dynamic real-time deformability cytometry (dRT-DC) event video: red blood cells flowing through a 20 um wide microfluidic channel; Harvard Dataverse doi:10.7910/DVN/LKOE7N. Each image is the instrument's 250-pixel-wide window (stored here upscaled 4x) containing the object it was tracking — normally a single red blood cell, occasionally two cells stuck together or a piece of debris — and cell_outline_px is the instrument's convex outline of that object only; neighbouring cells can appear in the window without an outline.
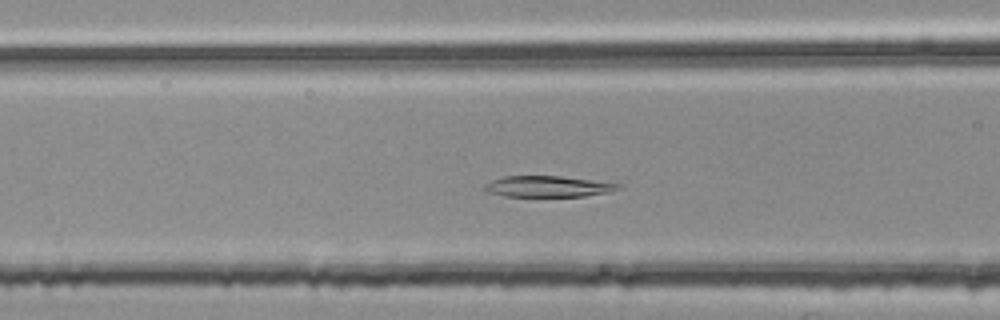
{"species": "common noctule bat (a hibernating species)", "species_latin": "Nyctalus noctula", "temperature_condition": "room temperature", "stored_images_in_passage": 41, "camera_frame_rate_fps": 3000, "um_per_image_px": 0.085, "animal": {"sex": "female", "body_mass_g": 25.1}, "frame": {"image": 1, "passage_image": 17, "time_ms": 5.333, "image_size_px": [1000, 320], "cell_outline_px": [[620, 188], [608, 192], [584, 196], [504, 196], [488, 192], [484, 188], [484, 184], [492, 180], [504, 176], [560, 176], [620, 184]], "centroid_in_image_um": [46.52, 15.85], "position_along_channel_um": 120.1, "area_um2": 16.13}}
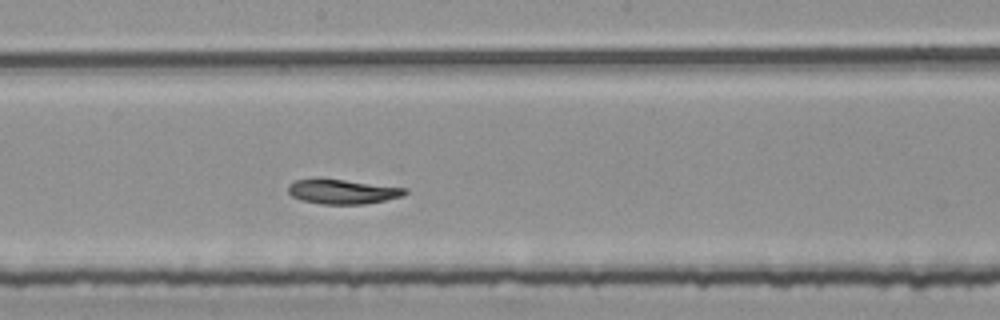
{"frame": {"image": 2, "passage_image": 25, "time_ms": 8.0, "image_size_px": [1000, 320], "cell_outline_px": [[408, 192], [400, 196], [384, 200], [364, 204], [320, 204], [300, 200], [292, 196], [288, 192], [288, 184], [296, 180], [320, 176], [408, 188]], "centroid_in_image_um": [29.05, 16.25], "position_along_channel_um": 219.1, "area_um2": 17.28}}
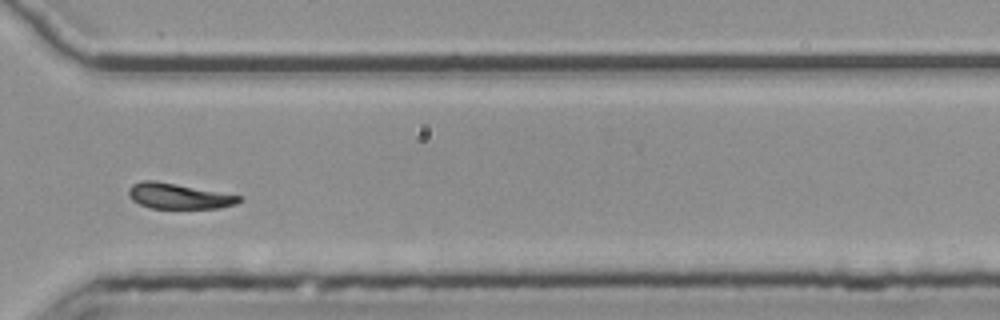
{"frame": {"image": 3, "passage_image": 36, "time_ms": 11.667, "image_size_px": [1000, 320], "cell_outline_px": [[244, 200], [236, 204], [220, 208], [152, 208], [140, 204], [132, 200], [128, 196], [128, 188], [132, 184], [140, 180], [156, 180], [244, 196]], "centroid_in_image_um": [15.21, 16.65], "position_along_channel_um": 355.4, "area_um2": 16.7}, "authors_computed_cell_mechanics": {"area_um2": 17.5134, "velocity_mm_per_s": 3.7241, "shape_relaxation_time_tau1_ms": 6.5249, "shape_relaxation_time_tau2_ms": null, "deformation_change_tau1": 0.1635, "deformation_change_tau2": null}}